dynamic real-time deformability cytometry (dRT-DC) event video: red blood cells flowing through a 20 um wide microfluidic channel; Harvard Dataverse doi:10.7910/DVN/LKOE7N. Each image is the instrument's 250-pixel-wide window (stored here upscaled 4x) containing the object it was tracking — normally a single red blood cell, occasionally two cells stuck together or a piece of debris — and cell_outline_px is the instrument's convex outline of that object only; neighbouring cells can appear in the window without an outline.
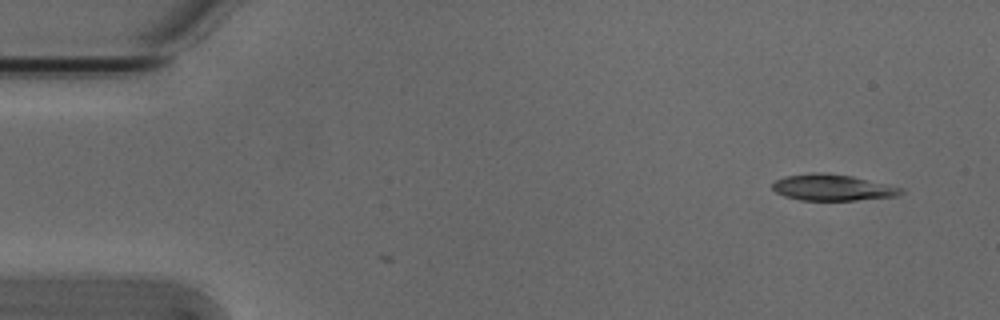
{"species": "Egyptian fruit bat (a non-hibernating species)", "species_latin": "Rousettus aegyptiacus", "temperature_condition": "cold", "stored_images_in_passage": 3, "camera_frame_rate_fps": 3000, "um_per_image_px": 0.085, "animal": {"sex": "male"}, "frame": {"image": 1, "passage_image": 1, "time_ms": 0.0, "image_size_px": [1000, 320], "cell_outline_px": [[904, 192], [896, 196], [856, 200], [800, 200], [784, 196], [776, 192], [772, 188], [772, 184], [776, 180], [784, 176], [812, 172], [824, 172], [852, 176], [904, 188]], "centroid_in_image_um": [70.75, 15.93], "position_along_channel_um": 14.3, "area_um2": 19.71}}